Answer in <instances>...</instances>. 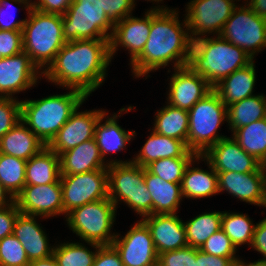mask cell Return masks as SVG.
<instances>
[{
	"mask_svg": "<svg viewBox=\"0 0 266 266\" xmlns=\"http://www.w3.org/2000/svg\"><path fill=\"white\" fill-rule=\"evenodd\" d=\"M144 181L152 198V214H177L183 197L181 184L164 181L146 168Z\"/></svg>",
	"mask_w": 266,
	"mask_h": 266,
	"instance_id": "26",
	"label": "cell"
},
{
	"mask_svg": "<svg viewBox=\"0 0 266 266\" xmlns=\"http://www.w3.org/2000/svg\"><path fill=\"white\" fill-rule=\"evenodd\" d=\"M266 117V97L253 95L227 106V123L231 131Z\"/></svg>",
	"mask_w": 266,
	"mask_h": 266,
	"instance_id": "32",
	"label": "cell"
},
{
	"mask_svg": "<svg viewBox=\"0 0 266 266\" xmlns=\"http://www.w3.org/2000/svg\"><path fill=\"white\" fill-rule=\"evenodd\" d=\"M45 147L46 145L22 121L0 139V153L25 161Z\"/></svg>",
	"mask_w": 266,
	"mask_h": 266,
	"instance_id": "27",
	"label": "cell"
},
{
	"mask_svg": "<svg viewBox=\"0 0 266 266\" xmlns=\"http://www.w3.org/2000/svg\"><path fill=\"white\" fill-rule=\"evenodd\" d=\"M59 156L48 146L26 163V185H45L60 180Z\"/></svg>",
	"mask_w": 266,
	"mask_h": 266,
	"instance_id": "28",
	"label": "cell"
},
{
	"mask_svg": "<svg viewBox=\"0 0 266 266\" xmlns=\"http://www.w3.org/2000/svg\"><path fill=\"white\" fill-rule=\"evenodd\" d=\"M142 221L150 230L158 255L188 246L184 223L176 214H151Z\"/></svg>",
	"mask_w": 266,
	"mask_h": 266,
	"instance_id": "21",
	"label": "cell"
},
{
	"mask_svg": "<svg viewBox=\"0 0 266 266\" xmlns=\"http://www.w3.org/2000/svg\"><path fill=\"white\" fill-rule=\"evenodd\" d=\"M176 12L173 9L151 10V29L148 40L142 52L130 62L132 72L137 78L146 74L148 76V73L158 70L161 66L166 67L172 60H175L174 69L188 65L192 40L186 18L183 26Z\"/></svg>",
	"mask_w": 266,
	"mask_h": 266,
	"instance_id": "2",
	"label": "cell"
},
{
	"mask_svg": "<svg viewBox=\"0 0 266 266\" xmlns=\"http://www.w3.org/2000/svg\"><path fill=\"white\" fill-rule=\"evenodd\" d=\"M73 0H39L31 2L32 8L44 13L64 15Z\"/></svg>",
	"mask_w": 266,
	"mask_h": 266,
	"instance_id": "48",
	"label": "cell"
},
{
	"mask_svg": "<svg viewBox=\"0 0 266 266\" xmlns=\"http://www.w3.org/2000/svg\"><path fill=\"white\" fill-rule=\"evenodd\" d=\"M100 3L102 9L114 24L132 15L131 11L135 6L133 0H100Z\"/></svg>",
	"mask_w": 266,
	"mask_h": 266,
	"instance_id": "43",
	"label": "cell"
},
{
	"mask_svg": "<svg viewBox=\"0 0 266 266\" xmlns=\"http://www.w3.org/2000/svg\"><path fill=\"white\" fill-rule=\"evenodd\" d=\"M0 97V139L21 121V101Z\"/></svg>",
	"mask_w": 266,
	"mask_h": 266,
	"instance_id": "40",
	"label": "cell"
},
{
	"mask_svg": "<svg viewBox=\"0 0 266 266\" xmlns=\"http://www.w3.org/2000/svg\"><path fill=\"white\" fill-rule=\"evenodd\" d=\"M107 172L108 198L116 207L121 200L142 217L152 214V198L144 181V167L116 159L109 161Z\"/></svg>",
	"mask_w": 266,
	"mask_h": 266,
	"instance_id": "6",
	"label": "cell"
},
{
	"mask_svg": "<svg viewBox=\"0 0 266 266\" xmlns=\"http://www.w3.org/2000/svg\"><path fill=\"white\" fill-rule=\"evenodd\" d=\"M20 213L53 217L63 214L62 188L60 180L45 185H26L15 197Z\"/></svg>",
	"mask_w": 266,
	"mask_h": 266,
	"instance_id": "15",
	"label": "cell"
},
{
	"mask_svg": "<svg viewBox=\"0 0 266 266\" xmlns=\"http://www.w3.org/2000/svg\"><path fill=\"white\" fill-rule=\"evenodd\" d=\"M256 225L245 214L222 212L221 229L237 248L242 244H252Z\"/></svg>",
	"mask_w": 266,
	"mask_h": 266,
	"instance_id": "36",
	"label": "cell"
},
{
	"mask_svg": "<svg viewBox=\"0 0 266 266\" xmlns=\"http://www.w3.org/2000/svg\"><path fill=\"white\" fill-rule=\"evenodd\" d=\"M155 118L154 129H152L155 133L182 140L187 144L189 129L187 110L167 104L162 109L157 110Z\"/></svg>",
	"mask_w": 266,
	"mask_h": 266,
	"instance_id": "31",
	"label": "cell"
},
{
	"mask_svg": "<svg viewBox=\"0 0 266 266\" xmlns=\"http://www.w3.org/2000/svg\"><path fill=\"white\" fill-rule=\"evenodd\" d=\"M260 169L263 172L264 176L266 177V154L260 161Z\"/></svg>",
	"mask_w": 266,
	"mask_h": 266,
	"instance_id": "55",
	"label": "cell"
},
{
	"mask_svg": "<svg viewBox=\"0 0 266 266\" xmlns=\"http://www.w3.org/2000/svg\"><path fill=\"white\" fill-rule=\"evenodd\" d=\"M38 71L24 51L3 57L0 60V97L12 98L13 94L34 86L40 76Z\"/></svg>",
	"mask_w": 266,
	"mask_h": 266,
	"instance_id": "17",
	"label": "cell"
},
{
	"mask_svg": "<svg viewBox=\"0 0 266 266\" xmlns=\"http://www.w3.org/2000/svg\"><path fill=\"white\" fill-rule=\"evenodd\" d=\"M202 158L207 160L216 172L249 173L260 168V162L246 153L232 138H223L210 147Z\"/></svg>",
	"mask_w": 266,
	"mask_h": 266,
	"instance_id": "19",
	"label": "cell"
},
{
	"mask_svg": "<svg viewBox=\"0 0 266 266\" xmlns=\"http://www.w3.org/2000/svg\"><path fill=\"white\" fill-rule=\"evenodd\" d=\"M63 213L108 198L107 168L81 174L61 175Z\"/></svg>",
	"mask_w": 266,
	"mask_h": 266,
	"instance_id": "11",
	"label": "cell"
},
{
	"mask_svg": "<svg viewBox=\"0 0 266 266\" xmlns=\"http://www.w3.org/2000/svg\"><path fill=\"white\" fill-rule=\"evenodd\" d=\"M222 212H209L197 215L184 222L188 246L200 248L215 232L221 229Z\"/></svg>",
	"mask_w": 266,
	"mask_h": 266,
	"instance_id": "34",
	"label": "cell"
},
{
	"mask_svg": "<svg viewBox=\"0 0 266 266\" xmlns=\"http://www.w3.org/2000/svg\"><path fill=\"white\" fill-rule=\"evenodd\" d=\"M251 246L263 255L266 261V218L256 224Z\"/></svg>",
	"mask_w": 266,
	"mask_h": 266,
	"instance_id": "50",
	"label": "cell"
},
{
	"mask_svg": "<svg viewBox=\"0 0 266 266\" xmlns=\"http://www.w3.org/2000/svg\"><path fill=\"white\" fill-rule=\"evenodd\" d=\"M22 51V31L0 30V53L3 57H10Z\"/></svg>",
	"mask_w": 266,
	"mask_h": 266,
	"instance_id": "44",
	"label": "cell"
},
{
	"mask_svg": "<svg viewBox=\"0 0 266 266\" xmlns=\"http://www.w3.org/2000/svg\"><path fill=\"white\" fill-rule=\"evenodd\" d=\"M233 2L234 0H191L185 16L191 40L212 32L219 36L237 6Z\"/></svg>",
	"mask_w": 266,
	"mask_h": 266,
	"instance_id": "12",
	"label": "cell"
},
{
	"mask_svg": "<svg viewBox=\"0 0 266 266\" xmlns=\"http://www.w3.org/2000/svg\"><path fill=\"white\" fill-rule=\"evenodd\" d=\"M245 5L234 8L220 36L243 49L253 59L255 53L266 47V19Z\"/></svg>",
	"mask_w": 266,
	"mask_h": 266,
	"instance_id": "10",
	"label": "cell"
},
{
	"mask_svg": "<svg viewBox=\"0 0 266 266\" xmlns=\"http://www.w3.org/2000/svg\"><path fill=\"white\" fill-rule=\"evenodd\" d=\"M233 139L260 162L266 154V117L233 131Z\"/></svg>",
	"mask_w": 266,
	"mask_h": 266,
	"instance_id": "33",
	"label": "cell"
},
{
	"mask_svg": "<svg viewBox=\"0 0 266 266\" xmlns=\"http://www.w3.org/2000/svg\"><path fill=\"white\" fill-rule=\"evenodd\" d=\"M252 59L243 49L223 39L200 37L192 41L188 66L214 87Z\"/></svg>",
	"mask_w": 266,
	"mask_h": 266,
	"instance_id": "3",
	"label": "cell"
},
{
	"mask_svg": "<svg viewBox=\"0 0 266 266\" xmlns=\"http://www.w3.org/2000/svg\"><path fill=\"white\" fill-rule=\"evenodd\" d=\"M170 78L168 104L189 111L213 90L209 82L188 65L174 69ZM177 71V72H176Z\"/></svg>",
	"mask_w": 266,
	"mask_h": 266,
	"instance_id": "18",
	"label": "cell"
},
{
	"mask_svg": "<svg viewBox=\"0 0 266 266\" xmlns=\"http://www.w3.org/2000/svg\"><path fill=\"white\" fill-rule=\"evenodd\" d=\"M28 266H58V263L53 255L50 257L31 261Z\"/></svg>",
	"mask_w": 266,
	"mask_h": 266,
	"instance_id": "53",
	"label": "cell"
},
{
	"mask_svg": "<svg viewBox=\"0 0 266 266\" xmlns=\"http://www.w3.org/2000/svg\"><path fill=\"white\" fill-rule=\"evenodd\" d=\"M13 1H14V3L18 2V3L24 4L25 9L27 8V11H30V9L32 8V3H30V0H11V2H13ZM9 3H10V0H0V30L22 31L26 19L19 20V21H13L14 15L11 12L3 10L4 7H7V6H8V8L10 7L11 3L10 4ZM3 16H4V18L6 16V18H9L12 20L6 21V19L4 20V18H1Z\"/></svg>",
	"mask_w": 266,
	"mask_h": 266,
	"instance_id": "45",
	"label": "cell"
},
{
	"mask_svg": "<svg viewBox=\"0 0 266 266\" xmlns=\"http://www.w3.org/2000/svg\"><path fill=\"white\" fill-rule=\"evenodd\" d=\"M158 266H196V248L166 251L158 255Z\"/></svg>",
	"mask_w": 266,
	"mask_h": 266,
	"instance_id": "42",
	"label": "cell"
},
{
	"mask_svg": "<svg viewBox=\"0 0 266 266\" xmlns=\"http://www.w3.org/2000/svg\"><path fill=\"white\" fill-rule=\"evenodd\" d=\"M199 249L218 257H235L237 250L222 229L213 233Z\"/></svg>",
	"mask_w": 266,
	"mask_h": 266,
	"instance_id": "41",
	"label": "cell"
},
{
	"mask_svg": "<svg viewBox=\"0 0 266 266\" xmlns=\"http://www.w3.org/2000/svg\"><path fill=\"white\" fill-rule=\"evenodd\" d=\"M20 211L15 202L12 205L0 209V240L13 234L15 219Z\"/></svg>",
	"mask_w": 266,
	"mask_h": 266,
	"instance_id": "47",
	"label": "cell"
},
{
	"mask_svg": "<svg viewBox=\"0 0 266 266\" xmlns=\"http://www.w3.org/2000/svg\"><path fill=\"white\" fill-rule=\"evenodd\" d=\"M148 1V0H147ZM149 1H151V0H149ZM152 1H155V2H160V1H162V0H152ZM133 2H135V0H133Z\"/></svg>",
	"mask_w": 266,
	"mask_h": 266,
	"instance_id": "56",
	"label": "cell"
},
{
	"mask_svg": "<svg viewBox=\"0 0 266 266\" xmlns=\"http://www.w3.org/2000/svg\"><path fill=\"white\" fill-rule=\"evenodd\" d=\"M187 146L196 155H203L226 136L216 134L222 121H227V107L212 90L189 111Z\"/></svg>",
	"mask_w": 266,
	"mask_h": 266,
	"instance_id": "7",
	"label": "cell"
},
{
	"mask_svg": "<svg viewBox=\"0 0 266 266\" xmlns=\"http://www.w3.org/2000/svg\"><path fill=\"white\" fill-rule=\"evenodd\" d=\"M232 266H266V261L265 260H258L255 262H251V263H244L242 260H240L239 258H237Z\"/></svg>",
	"mask_w": 266,
	"mask_h": 266,
	"instance_id": "54",
	"label": "cell"
},
{
	"mask_svg": "<svg viewBox=\"0 0 266 266\" xmlns=\"http://www.w3.org/2000/svg\"><path fill=\"white\" fill-rule=\"evenodd\" d=\"M93 266H124L119 253L112 246H100L97 248Z\"/></svg>",
	"mask_w": 266,
	"mask_h": 266,
	"instance_id": "46",
	"label": "cell"
},
{
	"mask_svg": "<svg viewBox=\"0 0 266 266\" xmlns=\"http://www.w3.org/2000/svg\"><path fill=\"white\" fill-rule=\"evenodd\" d=\"M36 216L19 213L13 226V235L25 249L29 261L44 259L53 255L48 238L42 227L35 220Z\"/></svg>",
	"mask_w": 266,
	"mask_h": 266,
	"instance_id": "22",
	"label": "cell"
},
{
	"mask_svg": "<svg viewBox=\"0 0 266 266\" xmlns=\"http://www.w3.org/2000/svg\"><path fill=\"white\" fill-rule=\"evenodd\" d=\"M119 235L116 234L112 246L124 266H158V253L150 230L142 220L131 227L123 238L120 239Z\"/></svg>",
	"mask_w": 266,
	"mask_h": 266,
	"instance_id": "13",
	"label": "cell"
},
{
	"mask_svg": "<svg viewBox=\"0 0 266 266\" xmlns=\"http://www.w3.org/2000/svg\"><path fill=\"white\" fill-rule=\"evenodd\" d=\"M66 42L86 39L109 40L114 23L108 18L100 0H73L62 15ZM110 30V32H108Z\"/></svg>",
	"mask_w": 266,
	"mask_h": 266,
	"instance_id": "9",
	"label": "cell"
},
{
	"mask_svg": "<svg viewBox=\"0 0 266 266\" xmlns=\"http://www.w3.org/2000/svg\"><path fill=\"white\" fill-rule=\"evenodd\" d=\"M66 216L73 233L92 247L112 245L116 235L110 230L115 221L116 206L109 198L75 208Z\"/></svg>",
	"mask_w": 266,
	"mask_h": 266,
	"instance_id": "8",
	"label": "cell"
},
{
	"mask_svg": "<svg viewBox=\"0 0 266 266\" xmlns=\"http://www.w3.org/2000/svg\"><path fill=\"white\" fill-rule=\"evenodd\" d=\"M199 159H202V155L195 158H164L151 162L145 168L164 181L181 184L187 165Z\"/></svg>",
	"mask_w": 266,
	"mask_h": 266,
	"instance_id": "38",
	"label": "cell"
},
{
	"mask_svg": "<svg viewBox=\"0 0 266 266\" xmlns=\"http://www.w3.org/2000/svg\"><path fill=\"white\" fill-rule=\"evenodd\" d=\"M25 249L13 234L0 240V266H28Z\"/></svg>",
	"mask_w": 266,
	"mask_h": 266,
	"instance_id": "39",
	"label": "cell"
},
{
	"mask_svg": "<svg viewBox=\"0 0 266 266\" xmlns=\"http://www.w3.org/2000/svg\"><path fill=\"white\" fill-rule=\"evenodd\" d=\"M22 39L23 51L33 64L40 70L44 67L40 72L42 76L66 44L63 37L62 15L44 13L31 8L22 29Z\"/></svg>",
	"mask_w": 266,
	"mask_h": 266,
	"instance_id": "5",
	"label": "cell"
},
{
	"mask_svg": "<svg viewBox=\"0 0 266 266\" xmlns=\"http://www.w3.org/2000/svg\"><path fill=\"white\" fill-rule=\"evenodd\" d=\"M118 114H113L110 118L106 117V112H104L99 121L95 126L94 138L96 140L97 146L99 148L101 157L105 160L104 157L109 152H117L124 150L126 144L130 142L134 134V131H125L117 124ZM106 117L105 123L101 124L103 119ZM108 118V119H107Z\"/></svg>",
	"mask_w": 266,
	"mask_h": 266,
	"instance_id": "30",
	"label": "cell"
},
{
	"mask_svg": "<svg viewBox=\"0 0 266 266\" xmlns=\"http://www.w3.org/2000/svg\"><path fill=\"white\" fill-rule=\"evenodd\" d=\"M236 257H218L196 248V266H232Z\"/></svg>",
	"mask_w": 266,
	"mask_h": 266,
	"instance_id": "49",
	"label": "cell"
},
{
	"mask_svg": "<svg viewBox=\"0 0 266 266\" xmlns=\"http://www.w3.org/2000/svg\"><path fill=\"white\" fill-rule=\"evenodd\" d=\"M254 60L246 67L238 69L225 77L213 90L219 95L221 101L227 106L253 96L256 82Z\"/></svg>",
	"mask_w": 266,
	"mask_h": 266,
	"instance_id": "25",
	"label": "cell"
},
{
	"mask_svg": "<svg viewBox=\"0 0 266 266\" xmlns=\"http://www.w3.org/2000/svg\"><path fill=\"white\" fill-rule=\"evenodd\" d=\"M96 251L92 252L87 249L82 243H62L54 246L53 256L56 259L58 266H93Z\"/></svg>",
	"mask_w": 266,
	"mask_h": 266,
	"instance_id": "37",
	"label": "cell"
},
{
	"mask_svg": "<svg viewBox=\"0 0 266 266\" xmlns=\"http://www.w3.org/2000/svg\"><path fill=\"white\" fill-rule=\"evenodd\" d=\"M38 100H21V121L47 146L87 98L81 91Z\"/></svg>",
	"mask_w": 266,
	"mask_h": 266,
	"instance_id": "4",
	"label": "cell"
},
{
	"mask_svg": "<svg viewBox=\"0 0 266 266\" xmlns=\"http://www.w3.org/2000/svg\"><path fill=\"white\" fill-rule=\"evenodd\" d=\"M158 7L145 12L144 18L130 15L114 24L113 32L109 39L110 58L116 53L118 46L128 49L131 55V62L142 52L150 34L151 10H171L167 7Z\"/></svg>",
	"mask_w": 266,
	"mask_h": 266,
	"instance_id": "14",
	"label": "cell"
},
{
	"mask_svg": "<svg viewBox=\"0 0 266 266\" xmlns=\"http://www.w3.org/2000/svg\"><path fill=\"white\" fill-rule=\"evenodd\" d=\"M247 5L259 17L266 19V0H250Z\"/></svg>",
	"mask_w": 266,
	"mask_h": 266,
	"instance_id": "51",
	"label": "cell"
},
{
	"mask_svg": "<svg viewBox=\"0 0 266 266\" xmlns=\"http://www.w3.org/2000/svg\"><path fill=\"white\" fill-rule=\"evenodd\" d=\"M27 161L0 153V183L15 199L26 186Z\"/></svg>",
	"mask_w": 266,
	"mask_h": 266,
	"instance_id": "35",
	"label": "cell"
},
{
	"mask_svg": "<svg viewBox=\"0 0 266 266\" xmlns=\"http://www.w3.org/2000/svg\"><path fill=\"white\" fill-rule=\"evenodd\" d=\"M219 193L227 191L246 203L266 207V177L259 168L255 172H217Z\"/></svg>",
	"mask_w": 266,
	"mask_h": 266,
	"instance_id": "20",
	"label": "cell"
},
{
	"mask_svg": "<svg viewBox=\"0 0 266 266\" xmlns=\"http://www.w3.org/2000/svg\"><path fill=\"white\" fill-rule=\"evenodd\" d=\"M193 160L187 165L182 183V195L187 198L200 199L219 193L218 175L211 164L206 160L209 166L208 170L191 167Z\"/></svg>",
	"mask_w": 266,
	"mask_h": 266,
	"instance_id": "29",
	"label": "cell"
},
{
	"mask_svg": "<svg viewBox=\"0 0 266 266\" xmlns=\"http://www.w3.org/2000/svg\"><path fill=\"white\" fill-rule=\"evenodd\" d=\"M78 109L79 107L47 145L58 156L85 141L94 139L96 123L105 112L102 110L77 112Z\"/></svg>",
	"mask_w": 266,
	"mask_h": 266,
	"instance_id": "16",
	"label": "cell"
},
{
	"mask_svg": "<svg viewBox=\"0 0 266 266\" xmlns=\"http://www.w3.org/2000/svg\"><path fill=\"white\" fill-rule=\"evenodd\" d=\"M8 195H9V200H8ZM13 202H14V198L9 194V192L0 183V209L7 207L9 205H12Z\"/></svg>",
	"mask_w": 266,
	"mask_h": 266,
	"instance_id": "52",
	"label": "cell"
},
{
	"mask_svg": "<svg viewBox=\"0 0 266 266\" xmlns=\"http://www.w3.org/2000/svg\"><path fill=\"white\" fill-rule=\"evenodd\" d=\"M59 159L61 175L81 174L104 169L109 165L102 159L95 138L63 152Z\"/></svg>",
	"mask_w": 266,
	"mask_h": 266,
	"instance_id": "24",
	"label": "cell"
},
{
	"mask_svg": "<svg viewBox=\"0 0 266 266\" xmlns=\"http://www.w3.org/2000/svg\"><path fill=\"white\" fill-rule=\"evenodd\" d=\"M111 60L109 40L70 41L60 49L42 76L56 85L79 90L88 97L103 83Z\"/></svg>",
	"mask_w": 266,
	"mask_h": 266,
	"instance_id": "1",
	"label": "cell"
},
{
	"mask_svg": "<svg viewBox=\"0 0 266 266\" xmlns=\"http://www.w3.org/2000/svg\"><path fill=\"white\" fill-rule=\"evenodd\" d=\"M140 153L133 158L132 163L146 167L153 161L164 158H195L197 155L190 151L187 144L178 139L163 136L152 131Z\"/></svg>",
	"mask_w": 266,
	"mask_h": 266,
	"instance_id": "23",
	"label": "cell"
}]
</instances>
